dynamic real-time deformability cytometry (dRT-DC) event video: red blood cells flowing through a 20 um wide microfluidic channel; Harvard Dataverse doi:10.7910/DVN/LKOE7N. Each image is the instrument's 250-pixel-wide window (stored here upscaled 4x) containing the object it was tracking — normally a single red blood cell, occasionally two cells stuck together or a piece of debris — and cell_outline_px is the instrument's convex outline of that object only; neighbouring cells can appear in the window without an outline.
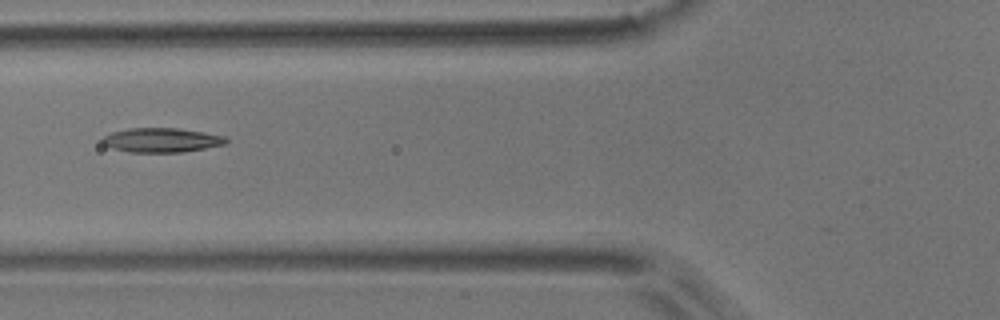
{"species": "common noctule bat (a hibernating species)", "species_latin": "Nyctalus noctula", "temperature_condition": "room temperature", "stored_images_in_passage": 7, "camera_frame_rate_fps": 3000, "um_per_image_px": 0.085, "animal": {"sex": "male", "body_mass_g": 17.9}, "frame": {"image": 1, "passage_image": 4, "time_ms": 1.0, "image_size_px": [1000, 320], "cell_outline_px": [[228, 144], [184, 152], [128, 152], [112, 148], [104, 144], [100, 140], [104, 136], [112, 132], [128, 128], [176, 128], [204, 132], [224, 136], [228, 140]], "centroid_in_image_um": [13.74, 11.91], "position_along_channel_um": 112.1, "area_um2": 17.63}}
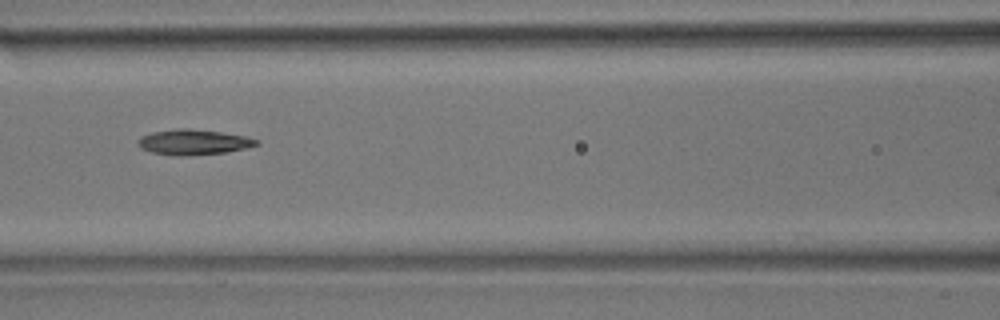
{"frame": {"image": 2, "passage_image": 5, "time_ms": 1.333, "image_size_px": [1000, 320], "cell_outline_px": [[260, 144], [228, 152], [184, 156], [172, 156], [152, 152], [140, 148], [140, 136], [152, 132], [176, 128], [188, 128], [220, 132], [244, 136], [260, 140]], "centroid_in_image_um": [16.46, 12.08], "position_along_channel_um": 150.1, "area_um2": 17.46}}
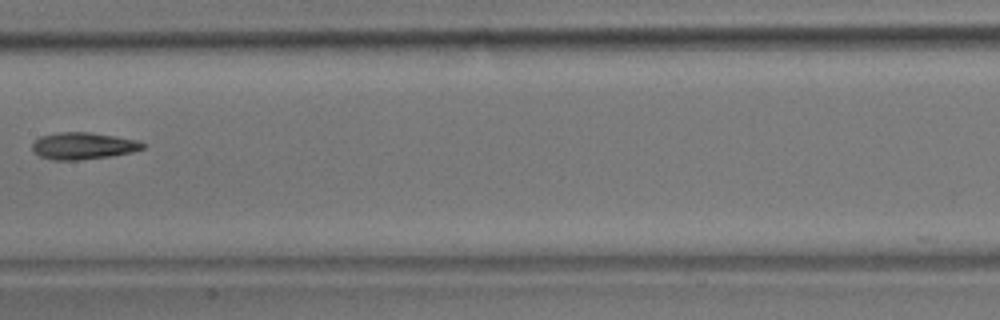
{"frame": {"image": 3, "passage_image": 6, "time_ms": 1.667, "image_size_px": [1000, 320], "cell_outline_px": [[144, 148], [132, 152], [112, 156], [76, 160], [52, 160], [40, 156], [32, 152], [32, 144], [40, 136], [60, 132], [88, 132], [136, 140], [144, 144]], "centroid_in_image_um": [7.02, 12.41], "position_along_channel_um": 200.4, "area_um2": 17.17}}